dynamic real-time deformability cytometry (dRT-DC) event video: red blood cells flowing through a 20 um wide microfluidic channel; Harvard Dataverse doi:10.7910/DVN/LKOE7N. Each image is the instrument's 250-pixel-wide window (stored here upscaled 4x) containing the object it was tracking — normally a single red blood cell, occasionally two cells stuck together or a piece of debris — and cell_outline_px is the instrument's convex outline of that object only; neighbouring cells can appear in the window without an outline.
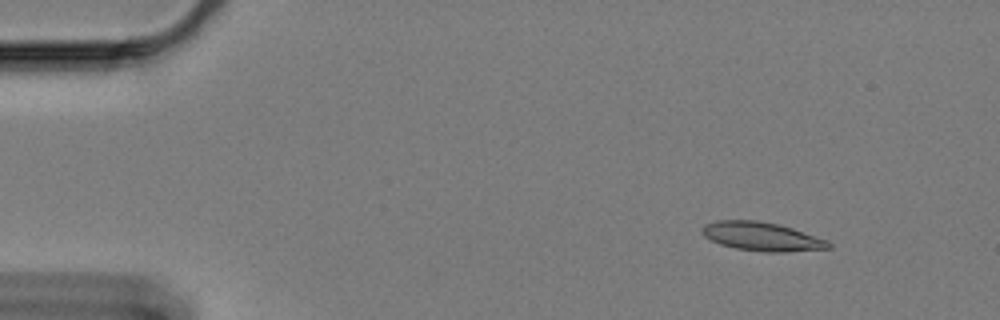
{"species": "Egyptian fruit bat (a non-hibernating species)", "species_latin": "Rousettus aegyptiacus", "temperature_condition": "cold", "stored_images_in_passage": 6, "camera_frame_rate_fps": 3000, "um_per_image_px": 0.085, "animal": {"sex": "female"}, "frame": {"image": 1, "passage_image": 1, "time_ms": 0.0, "image_size_px": [1000, 320], "cell_outline_px": [[832, 248], [788, 252], [764, 252], [736, 248], [720, 244], [704, 236], [700, 228], [704, 224], [716, 220], [756, 220], [776, 224], [792, 228], [828, 240], [832, 244]], "centroid_in_image_um": [64.76, 20.1], "position_along_channel_um": 20.2, "area_um2": 21.21}}